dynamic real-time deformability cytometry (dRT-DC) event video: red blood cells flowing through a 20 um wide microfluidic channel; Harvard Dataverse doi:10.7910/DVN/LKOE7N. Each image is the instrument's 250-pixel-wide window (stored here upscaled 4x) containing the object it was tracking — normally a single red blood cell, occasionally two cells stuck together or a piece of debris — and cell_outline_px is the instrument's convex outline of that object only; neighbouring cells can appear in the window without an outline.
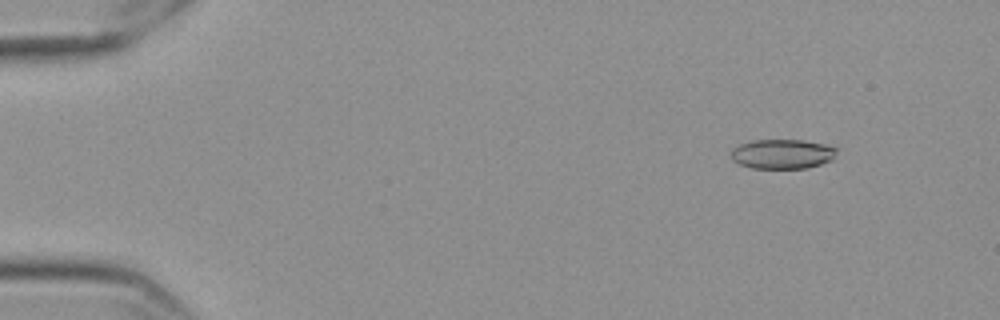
{"species": "Egyptian fruit bat (a non-hibernating species)", "species_latin": "Rousettus aegyptiacus", "temperature_condition": "cold", "stored_images_in_passage": 54, "camera_frame_rate_fps": 3000, "um_per_image_px": 0.085, "frame": {"image": 1, "passage_image": 3, "time_ms": 0.667, "image_size_px": [1000, 320], "cell_outline_px": [[836, 152], [832, 160], [808, 168], [752, 168], [740, 164], [732, 160], [732, 148], [740, 144], [752, 140], [804, 140], [824, 144], [836, 148]], "centroid_in_image_um": [66.49, 13.08], "position_along_channel_um": 18.5, "area_um2": 18.15}}
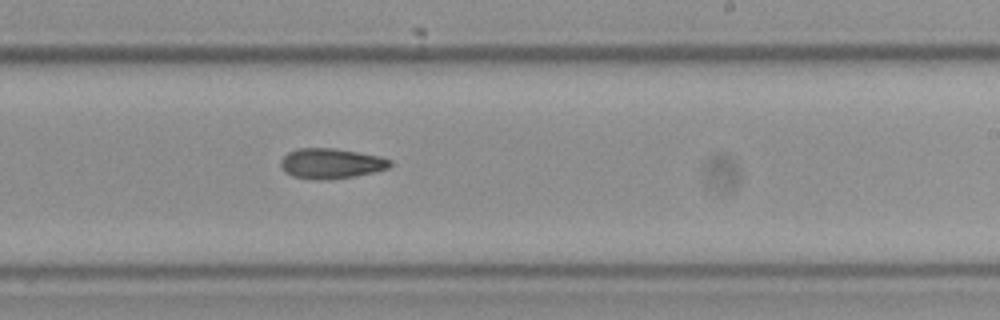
{"frame": {"image": 2, "passage_image": 32, "time_ms": 10.333, "image_size_px": [1000, 320], "cell_outline_px": [[392, 164], [388, 168], [372, 172], [352, 176], [328, 180], [316, 180], [292, 176], [284, 172], [280, 164], [280, 160], [288, 152], [296, 148], [332, 148], [380, 156], [392, 160]], "centroid_in_image_um": [28.1, 13.89], "position_along_channel_um": 260.9, "area_um2": 19.25}}
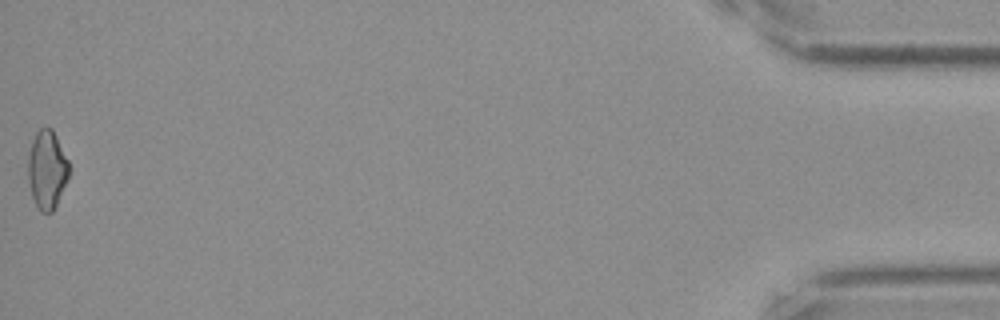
{"frame": {"image": 3, "passage_image": 54, "time_ms": 17.667, "image_size_px": [1000, 320], "cell_outline_px": [[68, 180], [52, 212], [40, 212], [32, 196], [28, 180], [28, 156], [32, 140], [36, 132], [40, 128], [52, 128], [68, 160]], "centroid_in_image_um": [3.98, 14.41], "position_along_channel_um": 431.2, "area_um2": 18.55}, "authors_computed_cell_mechanics": {"area_um2": 18.8428, "velocity_mm_per_s": 3.5831, "shape_relaxation_time_tau1_ms": null, "shape_relaxation_time_tau2_ms": 5.4163, "deformation_change_tau1": null, "deformation_change_tau2": 0.1364}}